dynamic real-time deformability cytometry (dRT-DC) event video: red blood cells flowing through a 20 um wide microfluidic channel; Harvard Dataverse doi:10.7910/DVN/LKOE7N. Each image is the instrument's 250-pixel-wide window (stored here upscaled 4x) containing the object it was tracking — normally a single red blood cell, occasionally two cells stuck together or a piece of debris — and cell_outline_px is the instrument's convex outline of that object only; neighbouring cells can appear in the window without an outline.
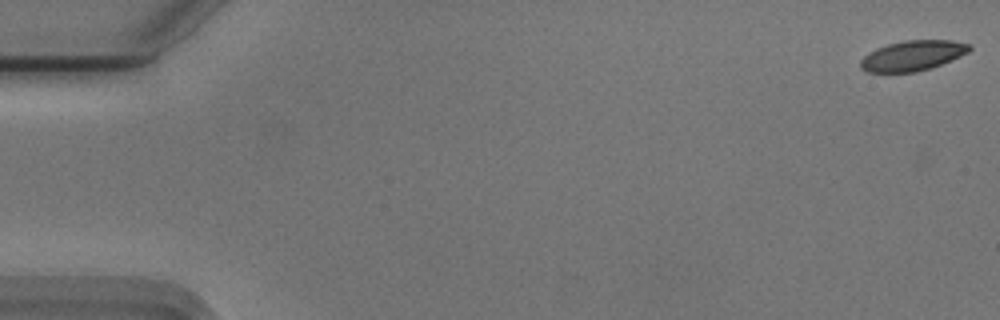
{"species": "Egyptian fruit bat (a non-hibernating species)", "species_latin": "Rousettus aegyptiacus", "temperature_condition": "cold", "stored_images_in_passage": 56, "camera_frame_rate_fps": 3000, "um_per_image_px": 0.085, "animal": {"sex": "male"}, "frame": {"image": 1, "passage_image": 1, "time_ms": 0.0, "image_size_px": [1000, 320], "cell_outline_px": [[972, 48], [968, 52], [960, 56], [932, 68], [916, 72], [868, 72], [860, 68], [860, 60], [864, 56], [876, 48], [888, 44], [904, 40], [952, 40], [972, 44]], "centroid_in_image_um": [77.59, 4.72], "position_along_channel_um": 7.4, "area_um2": 19.25}}
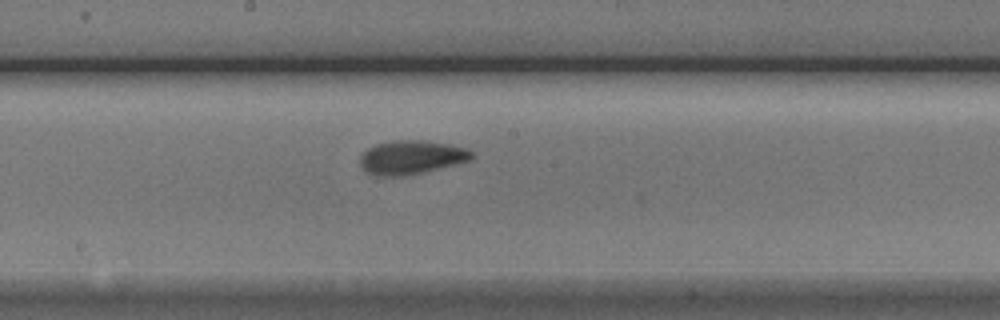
{"frame": {"image": 2, "passage_image": 30, "time_ms": 9.667, "image_size_px": [1000, 320], "cell_outline_px": [[476, 156], [468, 160], [420, 172], [400, 176], [376, 176], [368, 172], [360, 164], [360, 156], [368, 148], [376, 144], [396, 140], [420, 140], [448, 144], [464, 148], [472, 152]], "centroid_in_image_um": [34.92, 13.36], "position_along_channel_um": 213.3, "area_um2": 21.39}}
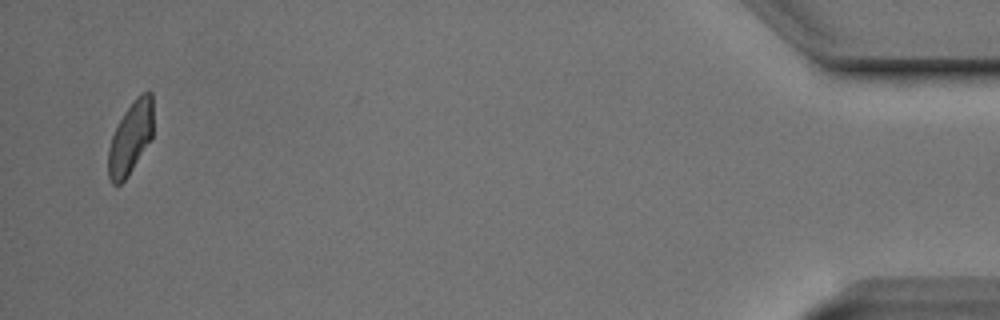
{"frame": {"image": 3, "passage_image": 54, "time_ms": 17.667, "image_size_px": [1000, 320], "cell_outline_px": [[152, 136], [132, 168], [124, 180], [120, 184], [112, 184], [108, 176], [108, 148], [112, 136], [124, 112], [136, 96], [140, 92], [148, 88], [152, 92]], "centroid_in_image_um": [11.09, 11.65], "position_along_channel_um": 424.1, "area_um2": 18.73}, "authors_computed_cell_mechanics": {"area_um2": 20.4323, "velocity_mm_per_s": 3.7125, "shape_relaxation_time_tau1_ms": 3.9188, "shape_relaxation_time_tau2_ms": 2.2643, "deformation_change_tau1": 0.1385, "deformation_change_tau2": 0.065}}